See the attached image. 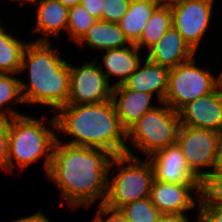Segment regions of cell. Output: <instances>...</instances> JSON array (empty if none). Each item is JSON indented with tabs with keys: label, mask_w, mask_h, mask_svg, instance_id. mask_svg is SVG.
Masks as SVG:
<instances>
[{
	"label": "cell",
	"mask_w": 222,
	"mask_h": 222,
	"mask_svg": "<svg viewBox=\"0 0 222 222\" xmlns=\"http://www.w3.org/2000/svg\"><path fill=\"white\" fill-rule=\"evenodd\" d=\"M112 158L109 151L63 144L57 138L47 175L69 206L87 207L101 198L103 204Z\"/></svg>",
	"instance_id": "cell-1"
},
{
	"label": "cell",
	"mask_w": 222,
	"mask_h": 222,
	"mask_svg": "<svg viewBox=\"0 0 222 222\" xmlns=\"http://www.w3.org/2000/svg\"><path fill=\"white\" fill-rule=\"evenodd\" d=\"M50 123L53 129L74 138L67 144L103 149L113 156L132 154L126 145L127 131L121 125L112 100L96 104H67L55 112Z\"/></svg>",
	"instance_id": "cell-2"
},
{
	"label": "cell",
	"mask_w": 222,
	"mask_h": 222,
	"mask_svg": "<svg viewBox=\"0 0 222 222\" xmlns=\"http://www.w3.org/2000/svg\"><path fill=\"white\" fill-rule=\"evenodd\" d=\"M29 70V85L20 80L24 103L51 106L55 111L67 105L69 96L70 69L58 51L48 41L27 43L21 62L20 72Z\"/></svg>",
	"instance_id": "cell-3"
},
{
	"label": "cell",
	"mask_w": 222,
	"mask_h": 222,
	"mask_svg": "<svg viewBox=\"0 0 222 222\" xmlns=\"http://www.w3.org/2000/svg\"><path fill=\"white\" fill-rule=\"evenodd\" d=\"M7 126L9 132V172H13L11 169L16 163L19 169L23 170L43 156H46L44 167L47 172L58 138L53 132L54 130L48 129L41 119H35L25 114L7 119Z\"/></svg>",
	"instance_id": "cell-4"
},
{
	"label": "cell",
	"mask_w": 222,
	"mask_h": 222,
	"mask_svg": "<svg viewBox=\"0 0 222 222\" xmlns=\"http://www.w3.org/2000/svg\"><path fill=\"white\" fill-rule=\"evenodd\" d=\"M114 166H118L120 171L112 180L108 179L107 196L103 204L120 209L128 203L150 197L154 175L149 159L143 162L133 153L115 155L110 162L109 172Z\"/></svg>",
	"instance_id": "cell-5"
},
{
	"label": "cell",
	"mask_w": 222,
	"mask_h": 222,
	"mask_svg": "<svg viewBox=\"0 0 222 222\" xmlns=\"http://www.w3.org/2000/svg\"><path fill=\"white\" fill-rule=\"evenodd\" d=\"M146 112L127 130V140L147 158L155 152L176 144L181 126L178 111L166 103Z\"/></svg>",
	"instance_id": "cell-6"
},
{
	"label": "cell",
	"mask_w": 222,
	"mask_h": 222,
	"mask_svg": "<svg viewBox=\"0 0 222 222\" xmlns=\"http://www.w3.org/2000/svg\"><path fill=\"white\" fill-rule=\"evenodd\" d=\"M195 56L169 70L168 88L163 103L179 111L188 102L215 90V76L200 69Z\"/></svg>",
	"instance_id": "cell-7"
},
{
	"label": "cell",
	"mask_w": 222,
	"mask_h": 222,
	"mask_svg": "<svg viewBox=\"0 0 222 222\" xmlns=\"http://www.w3.org/2000/svg\"><path fill=\"white\" fill-rule=\"evenodd\" d=\"M96 59L80 67L69 63L70 81L68 105L96 104L110 101L113 86L102 73Z\"/></svg>",
	"instance_id": "cell-8"
},
{
	"label": "cell",
	"mask_w": 222,
	"mask_h": 222,
	"mask_svg": "<svg viewBox=\"0 0 222 222\" xmlns=\"http://www.w3.org/2000/svg\"><path fill=\"white\" fill-rule=\"evenodd\" d=\"M218 133L213 130L180 126L176 143L181 148L188 168L200 181L206 172H202L201 167L215 170Z\"/></svg>",
	"instance_id": "cell-9"
},
{
	"label": "cell",
	"mask_w": 222,
	"mask_h": 222,
	"mask_svg": "<svg viewBox=\"0 0 222 222\" xmlns=\"http://www.w3.org/2000/svg\"><path fill=\"white\" fill-rule=\"evenodd\" d=\"M214 0H186L171 6L172 26L196 52L206 32Z\"/></svg>",
	"instance_id": "cell-10"
},
{
	"label": "cell",
	"mask_w": 222,
	"mask_h": 222,
	"mask_svg": "<svg viewBox=\"0 0 222 222\" xmlns=\"http://www.w3.org/2000/svg\"><path fill=\"white\" fill-rule=\"evenodd\" d=\"M201 183H167L153 180L150 199L161 214L184 213L195 207V199L191 191L200 194Z\"/></svg>",
	"instance_id": "cell-11"
},
{
	"label": "cell",
	"mask_w": 222,
	"mask_h": 222,
	"mask_svg": "<svg viewBox=\"0 0 222 222\" xmlns=\"http://www.w3.org/2000/svg\"><path fill=\"white\" fill-rule=\"evenodd\" d=\"M178 112L181 125L222 131V95L216 89L188 102Z\"/></svg>",
	"instance_id": "cell-12"
},
{
	"label": "cell",
	"mask_w": 222,
	"mask_h": 222,
	"mask_svg": "<svg viewBox=\"0 0 222 222\" xmlns=\"http://www.w3.org/2000/svg\"><path fill=\"white\" fill-rule=\"evenodd\" d=\"M154 179L167 183H201L186 164L181 148L176 144L167 146L149 156Z\"/></svg>",
	"instance_id": "cell-13"
},
{
	"label": "cell",
	"mask_w": 222,
	"mask_h": 222,
	"mask_svg": "<svg viewBox=\"0 0 222 222\" xmlns=\"http://www.w3.org/2000/svg\"><path fill=\"white\" fill-rule=\"evenodd\" d=\"M196 53L172 26L158 42L149 49L146 59L169 69L191 60Z\"/></svg>",
	"instance_id": "cell-14"
},
{
	"label": "cell",
	"mask_w": 222,
	"mask_h": 222,
	"mask_svg": "<svg viewBox=\"0 0 222 222\" xmlns=\"http://www.w3.org/2000/svg\"><path fill=\"white\" fill-rule=\"evenodd\" d=\"M152 97V94L128 89L124 84L113 86L111 100L126 131L146 112L157 107L151 104Z\"/></svg>",
	"instance_id": "cell-15"
},
{
	"label": "cell",
	"mask_w": 222,
	"mask_h": 222,
	"mask_svg": "<svg viewBox=\"0 0 222 222\" xmlns=\"http://www.w3.org/2000/svg\"><path fill=\"white\" fill-rule=\"evenodd\" d=\"M169 68L151 63L147 59L123 83L128 89L148 94L156 93L160 103L164 102L168 88Z\"/></svg>",
	"instance_id": "cell-16"
},
{
	"label": "cell",
	"mask_w": 222,
	"mask_h": 222,
	"mask_svg": "<svg viewBox=\"0 0 222 222\" xmlns=\"http://www.w3.org/2000/svg\"><path fill=\"white\" fill-rule=\"evenodd\" d=\"M139 48L132 43L129 46L122 48L105 50V55L102 58L104 63L101 65V71L107 79L109 76L119 77V81L112 86H117L123 84L127 78L138 69L141 64V59L139 57Z\"/></svg>",
	"instance_id": "cell-17"
},
{
	"label": "cell",
	"mask_w": 222,
	"mask_h": 222,
	"mask_svg": "<svg viewBox=\"0 0 222 222\" xmlns=\"http://www.w3.org/2000/svg\"><path fill=\"white\" fill-rule=\"evenodd\" d=\"M34 4L37 5V24L34 29L44 34L36 41L48 42L49 35L59 38L60 30H67L69 8L58 0H36Z\"/></svg>",
	"instance_id": "cell-18"
},
{
	"label": "cell",
	"mask_w": 222,
	"mask_h": 222,
	"mask_svg": "<svg viewBox=\"0 0 222 222\" xmlns=\"http://www.w3.org/2000/svg\"><path fill=\"white\" fill-rule=\"evenodd\" d=\"M92 49L110 50L122 48L132 43L121 30L119 23L97 20L77 42Z\"/></svg>",
	"instance_id": "cell-19"
},
{
	"label": "cell",
	"mask_w": 222,
	"mask_h": 222,
	"mask_svg": "<svg viewBox=\"0 0 222 222\" xmlns=\"http://www.w3.org/2000/svg\"><path fill=\"white\" fill-rule=\"evenodd\" d=\"M160 5L159 0H131L128 10L119 25L131 43L141 36L154 10Z\"/></svg>",
	"instance_id": "cell-20"
},
{
	"label": "cell",
	"mask_w": 222,
	"mask_h": 222,
	"mask_svg": "<svg viewBox=\"0 0 222 222\" xmlns=\"http://www.w3.org/2000/svg\"><path fill=\"white\" fill-rule=\"evenodd\" d=\"M27 43L7 33L0 24V73L17 75L20 72Z\"/></svg>",
	"instance_id": "cell-21"
},
{
	"label": "cell",
	"mask_w": 222,
	"mask_h": 222,
	"mask_svg": "<svg viewBox=\"0 0 222 222\" xmlns=\"http://www.w3.org/2000/svg\"><path fill=\"white\" fill-rule=\"evenodd\" d=\"M172 27L171 7L159 5L152 13L140 38L134 43L137 48L154 46L163 34Z\"/></svg>",
	"instance_id": "cell-22"
},
{
	"label": "cell",
	"mask_w": 222,
	"mask_h": 222,
	"mask_svg": "<svg viewBox=\"0 0 222 222\" xmlns=\"http://www.w3.org/2000/svg\"><path fill=\"white\" fill-rule=\"evenodd\" d=\"M14 75L15 74L0 73V117L5 119L23 115L15 110L10 109V107L6 110L3 109V106L10 103L13 105L24 103L21 94L20 80L14 77Z\"/></svg>",
	"instance_id": "cell-23"
},
{
	"label": "cell",
	"mask_w": 222,
	"mask_h": 222,
	"mask_svg": "<svg viewBox=\"0 0 222 222\" xmlns=\"http://www.w3.org/2000/svg\"><path fill=\"white\" fill-rule=\"evenodd\" d=\"M198 196L199 207H222V169L205 172Z\"/></svg>",
	"instance_id": "cell-24"
},
{
	"label": "cell",
	"mask_w": 222,
	"mask_h": 222,
	"mask_svg": "<svg viewBox=\"0 0 222 222\" xmlns=\"http://www.w3.org/2000/svg\"><path fill=\"white\" fill-rule=\"evenodd\" d=\"M120 211L128 222H157L161 215L150 197L128 203Z\"/></svg>",
	"instance_id": "cell-25"
},
{
	"label": "cell",
	"mask_w": 222,
	"mask_h": 222,
	"mask_svg": "<svg viewBox=\"0 0 222 222\" xmlns=\"http://www.w3.org/2000/svg\"><path fill=\"white\" fill-rule=\"evenodd\" d=\"M97 21L82 5L69 8L67 30L70 38L78 42Z\"/></svg>",
	"instance_id": "cell-26"
},
{
	"label": "cell",
	"mask_w": 222,
	"mask_h": 222,
	"mask_svg": "<svg viewBox=\"0 0 222 222\" xmlns=\"http://www.w3.org/2000/svg\"><path fill=\"white\" fill-rule=\"evenodd\" d=\"M131 0H102V20L119 23L126 14Z\"/></svg>",
	"instance_id": "cell-27"
},
{
	"label": "cell",
	"mask_w": 222,
	"mask_h": 222,
	"mask_svg": "<svg viewBox=\"0 0 222 222\" xmlns=\"http://www.w3.org/2000/svg\"><path fill=\"white\" fill-rule=\"evenodd\" d=\"M9 132L7 119L0 117V167L8 170Z\"/></svg>",
	"instance_id": "cell-28"
},
{
	"label": "cell",
	"mask_w": 222,
	"mask_h": 222,
	"mask_svg": "<svg viewBox=\"0 0 222 222\" xmlns=\"http://www.w3.org/2000/svg\"><path fill=\"white\" fill-rule=\"evenodd\" d=\"M98 206L99 210L94 217L96 222H128L120 209H113L105 204H99ZM106 215H108L107 218H103Z\"/></svg>",
	"instance_id": "cell-29"
},
{
	"label": "cell",
	"mask_w": 222,
	"mask_h": 222,
	"mask_svg": "<svg viewBox=\"0 0 222 222\" xmlns=\"http://www.w3.org/2000/svg\"><path fill=\"white\" fill-rule=\"evenodd\" d=\"M198 222H222V207H199Z\"/></svg>",
	"instance_id": "cell-30"
},
{
	"label": "cell",
	"mask_w": 222,
	"mask_h": 222,
	"mask_svg": "<svg viewBox=\"0 0 222 222\" xmlns=\"http://www.w3.org/2000/svg\"><path fill=\"white\" fill-rule=\"evenodd\" d=\"M80 5L97 20H102V0H80Z\"/></svg>",
	"instance_id": "cell-31"
},
{
	"label": "cell",
	"mask_w": 222,
	"mask_h": 222,
	"mask_svg": "<svg viewBox=\"0 0 222 222\" xmlns=\"http://www.w3.org/2000/svg\"><path fill=\"white\" fill-rule=\"evenodd\" d=\"M157 222H189L186 215L161 214Z\"/></svg>",
	"instance_id": "cell-32"
},
{
	"label": "cell",
	"mask_w": 222,
	"mask_h": 222,
	"mask_svg": "<svg viewBox=\"0 0 222 222\" xmlns=\"http://www.w3.org/2000/svg\"><path fill=\"white\" fill-rule=\"evenodd\" d=\"M11 222H50V221L45 216V214H43L42 212H38L28 217H24V218L18 219L16 221H11Z\"/></svg>",
	"instance_id": "cell-33"
},
{
	"label": "cell",
	"mask_w": 222,
	"mask_h": 222,
	"mask_svg": "<svg viewBox=\"0 0 222 222\" xmlns=\"http://www.w3.org/2000/svg\"><path fill=\"white\" fill-rule=\"evenodd\" d=\"M215 169H222V131L218 133Z\"/></svg>",
	"instance_id": "cell-34"
},
{
	"label": "cell",
	"mask_w": 222,
	"mask_h": 222,
	"mask_svg": "<svg viewBox=\"0 0 222 222\" xmlns=\"http://www.w3.org/2000/svg\"><path fill=\"white\" fill-rule=\"evenodd\" d=\"M215 89L222 95V71L215 77Z\"/></svg>",
	"instance_id": "cell-35"
},
{
	"label": "cell",
	"mask_w": 222,
	"mask_h": 222,
	"mask_svg": "<svg viewBox=\"0 0 222 222\" xmlns=\"http://www.w3.org/2000/svg\"><path fill=\"white\" fill-rule=\"evenodd\" d=\"M62 5L71 8L80 4V0H58Z\"/></svg>",
	"instance_id": "cell-36"
},
{
	"label": "cell",
	"mask_w": 222,
	"mask_h": 222,
	"mask_svg": "<svg viewBox=\"0 0 222 222\" xmlns=\"http://www.w3.org/2000/svg\"><path fill=\"white\" fill-rule=\"evenodd\" d=\"M159 1H160L161 5L171 7V6L175 5V4H178V3L186 1V0H159Z\"/></svg>",
	"instance_id": "cell-37"
},
{
	"label": "cell",
	"mask_w": 222,
	"mask_h": 222,
	"mask_svg": "<svg viewBox=\"0 0 222 222\" xmlns=\"http://www.w3.org/2000/svg\"><path fill=\"white\" fill-rule=\"evenodd\" d=\"M11 1H20V2H22V4H23V3H25V2L34 3L36 0H11Z\"/></svg>",
	"instance_id": "cell-38"
}]
</instances>
